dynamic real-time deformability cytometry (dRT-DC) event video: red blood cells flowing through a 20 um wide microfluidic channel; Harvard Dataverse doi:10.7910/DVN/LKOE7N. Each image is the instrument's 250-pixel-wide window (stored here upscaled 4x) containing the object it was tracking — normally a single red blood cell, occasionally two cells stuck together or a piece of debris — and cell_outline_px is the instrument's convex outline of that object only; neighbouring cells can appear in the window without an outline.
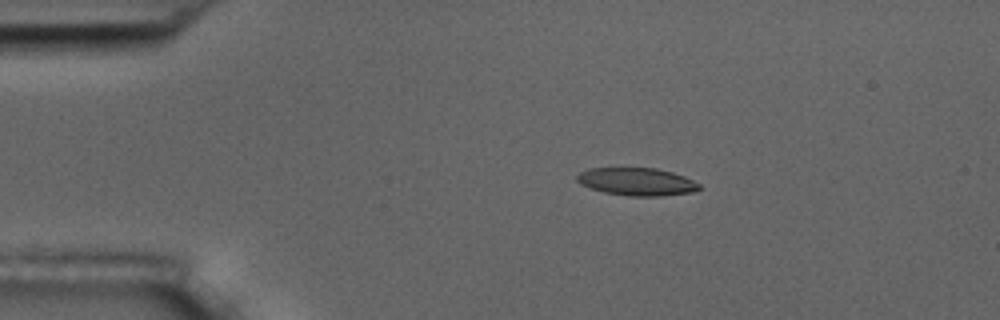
{"species": "common noctule bat (a hibernating species)", "species_latin": "Nyctalus noctula", "temperature_condition": "room temperature", "stored_images_in_passage": 6, "camera_frame_rate_fps": 3000, "um_per_image_px": 0.085, "animal": {"sex": "male", "body_mass_g": 17.5, "forearm_length_mm": 52.3}, "frame": {"image": 1, "passage_image": 3, "time_ms": 2.333, "image_size_px": [1000, 320], "cell_outline_px": [[700, 188], [692, 192], [660, 196], [628, 196], [604, 192], [580, 184], [576, 180], [576, 176], [580, 172], [588, 168], [656, 168], [672, 172], [684, 176], [700, 184]], "centroid_in_image_um": [54.11, 15.44], "position_along_channel_um": 30.9, "area_um2": 19.71}}
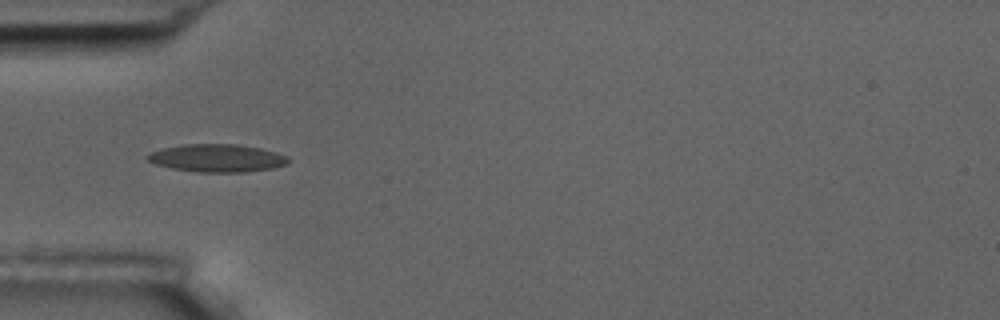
{"frame": {"image": 2, "passage_image": 5, "time_ms": 4.667, "image_size_px": [1000, 320], "cell_outline_px": [[288, 164], [272, 168], [244, 172], [200, 172], [172, 168], [156, 164], [148, 160], [144, 156], [160, 148], [184, 144], [236, 144], [260, 148], [276, 152], [288, 156]], "centroid_in_image_um": [18.44, 13.43], "position_along_channel_um": 66.6, "area_um2": 22.77}}